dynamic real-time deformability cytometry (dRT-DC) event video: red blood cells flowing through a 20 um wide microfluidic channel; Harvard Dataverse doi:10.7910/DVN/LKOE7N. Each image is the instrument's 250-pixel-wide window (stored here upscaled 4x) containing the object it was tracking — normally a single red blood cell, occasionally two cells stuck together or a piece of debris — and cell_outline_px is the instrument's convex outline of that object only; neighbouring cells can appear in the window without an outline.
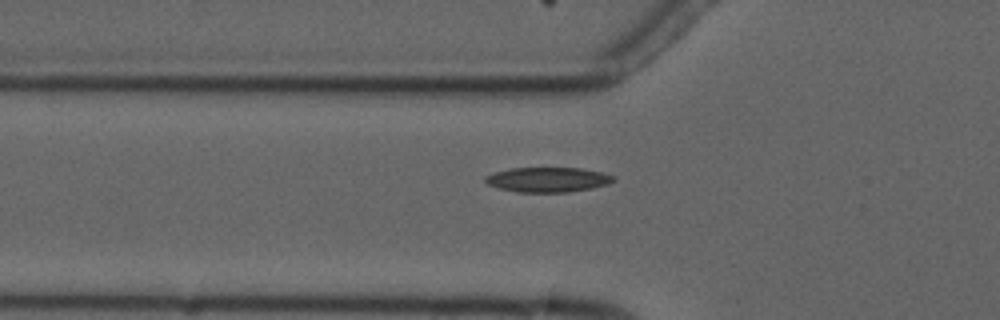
{"species": "common noctule bat (a hibernating species)", "species_latin": "Nyctalus noctula", "temperature_condition": "cold", "stored_images_in_passage": 3, "camera_frame_rate_fps": 3000, "um_per_image_px": 0.085, "animal": {"sex": "male", "forearm_length_mm": 52.5}, "frame": {"image": 1, "passage_image": 3, "time_ms": 3.0, "image_size_px": [1000, 320], "cell_outline_px": [[616, 180], [608, 184], [592, 188], [568, 192], [516, 192], [500, 188], [488, 184], [484, 180], [484, 176], [492, 172], [512, 168], [580, 168], [600, 172], [616, 176]], "centroid_in_image_um": [46.56, 15.27], "position_along_channel_um": 79.2, "area_um2": 18.61}}